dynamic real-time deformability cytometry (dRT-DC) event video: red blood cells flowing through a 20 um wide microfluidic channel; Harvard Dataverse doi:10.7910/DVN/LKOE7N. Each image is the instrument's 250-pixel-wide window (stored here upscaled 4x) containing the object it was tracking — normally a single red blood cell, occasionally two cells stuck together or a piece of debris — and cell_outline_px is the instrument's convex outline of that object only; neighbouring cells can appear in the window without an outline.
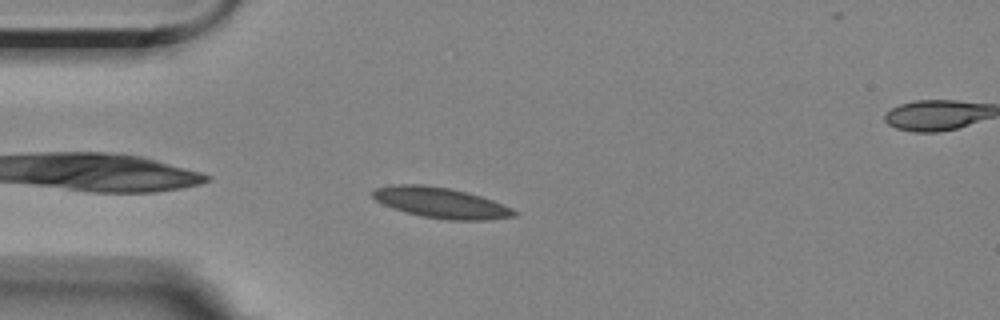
{"species": "Egyptian fruit bat (a non-hibernating species)", "species_latin": "Rousettus aegyptiacus", "temperature_condition": "room temperature", "stored_images_in_passage": 47, "segment_of_instrument_passage": [1, 2], "camera_frame_rate_fps": 3000, "um_per_image_px": 0.085, "animal": {"sex": "female"}, "frame": {"image": 1, "passage_image": 4, "time_ms": 1.0, "image_size_px": [1000, 320], "cell_outline_px": [[520, 212], [516, 216], [488, 220], [448, 220], [424, 216], [392, 208], [376, 200], [372, 196], [372, 192], [376, 188], [392, 184], [424, 184], [448, 188], [468, 192], [492, 200], [512, 208]], "centroid_in_image_um": [37.51, 17.23], "position_along_channel_um": 47.5, "area_um2": 25.14}}
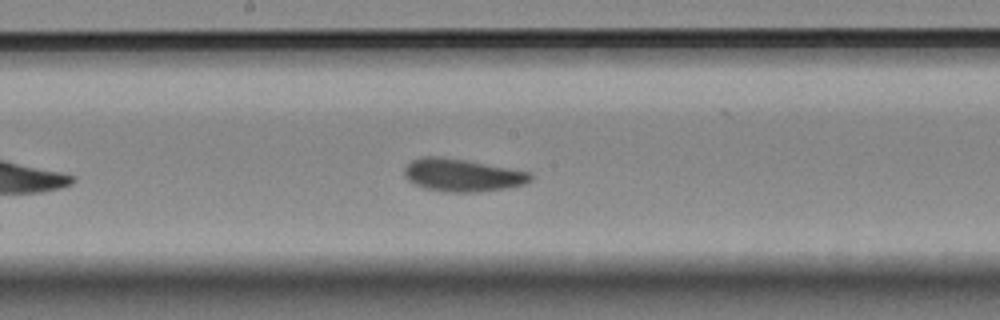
{"frame": {"image": 2, "passage_image": 19, "time_ms": 6.0, "image_size_px": [1000, 320], "cell_outline_px": [[532, 180], [524, 184], [508, 188], [480, 192], [444, 192], [424, 188], [408, 180], [404, 176], [404, 168], [412, 160], [420, 156], [440, 156], [464, 160], [532, 172]], "centroid_in_image_um": [39.29, 14.89], "position_along_channel_um": 208.9, "area_um2": 24.16}}
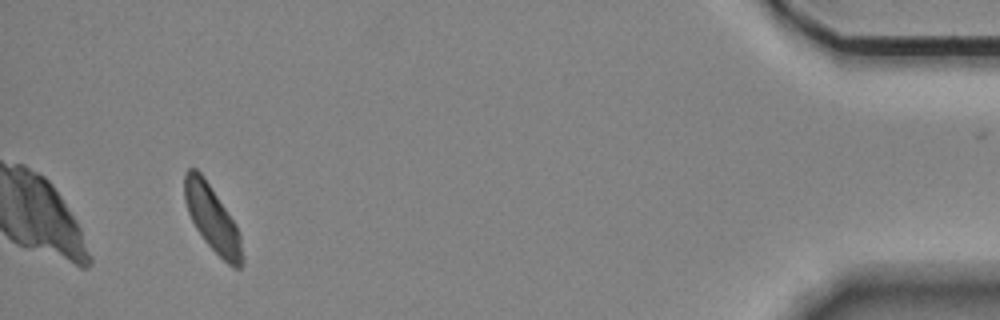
{"frame": {"image": 3, "passage_image": 43, "time_ms": 14.0, "image_size_px": [1000, 320], "cell_outline_px": [[244, 264], [240, 268], [232, 268], [204, 240], [196, 228], [188, 212], [184, 200], [184, 176], [188, 168], [196, 168], [204, 176], [236, 224], [240, 232], [244, 256]], "centroid_in_image_um": [18.07, 18.6], "position_along_channel_um": 417.1, "area_um2": 22.25}}